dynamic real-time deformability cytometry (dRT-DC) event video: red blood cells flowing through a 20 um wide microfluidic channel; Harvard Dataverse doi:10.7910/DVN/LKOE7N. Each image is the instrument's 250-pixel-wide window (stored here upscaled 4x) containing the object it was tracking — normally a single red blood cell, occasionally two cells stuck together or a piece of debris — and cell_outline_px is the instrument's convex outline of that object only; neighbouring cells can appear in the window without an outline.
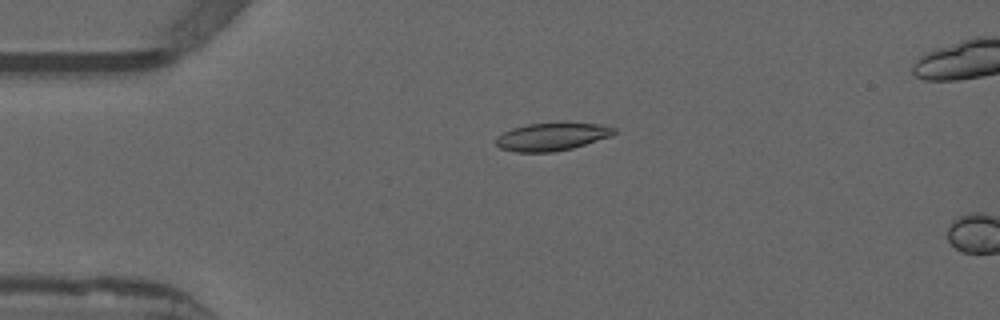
{"species": "common noctule bat (a hibernating species)", "species_latin": "Nyctalus noctula", "temperature_condition": "warm", "stored_images_in_passage": 14, "camera_frame_rate_fps": 3000, "um_per_image_px": 0.085, "animal": {"sex": "male", "forearm_length_mm": 52.5}, "frame": {"image": 1, "passage_image": 12, "time_ms": 3.667, "image_size_px": [1000, 320], "cell_outline_px": [[616, 132], [612, 136], [572, 148], [552, 152], [516, 152], [500, 148], [496, 144], [496, 140], [504, 132], [512, 128], [528, 124], [564, 120], [568, 120], [600, 124], [616, 128]], "centroid_in_image_um": [46.98, 11.57], "position_along_channel_um": 38.0, "area_um2": 19.77}}